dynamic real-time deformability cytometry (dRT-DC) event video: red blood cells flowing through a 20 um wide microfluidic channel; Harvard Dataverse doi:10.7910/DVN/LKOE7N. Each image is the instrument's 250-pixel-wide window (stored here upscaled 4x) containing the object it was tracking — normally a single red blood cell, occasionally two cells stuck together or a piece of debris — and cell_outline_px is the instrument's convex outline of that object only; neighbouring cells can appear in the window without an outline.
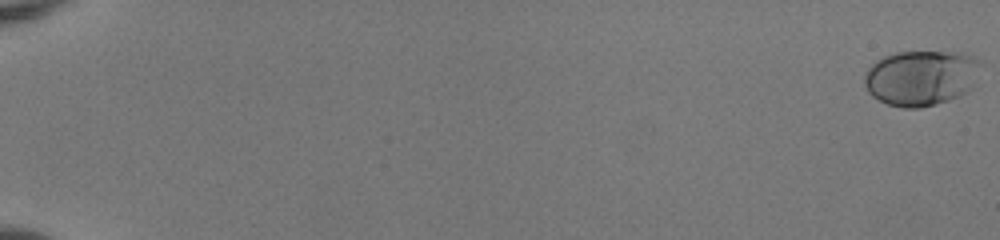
{"species": "human", "species_latin": "Homo sapiens", "temperature_condition": "room temperature", "stored_images_in_passage": 55, "camera_frame_rate_fps": 3000, "um_per_image_px": 0.085, "donor": {"sex": "female"}, "frame": {"image": 1, "passage_image": 1, "time_ms": 0.0, "image_size_px": [1000, 240], "cell_outline_px": [[980, 64], [972, 84], [968, 92], [960, 96], [936, 104], [920, 108], [904, 108], [888, 104], [872, 96], [868, 92], [864, 84], [864, 72], [876, 60], [884, 56], [896, 52], [960, 52], [972, 56], [980, 60]], "centroid_in_image_um": [78.25, 6.61], "position_along_channel_um": 6.7, "area_um2": 37.57}}
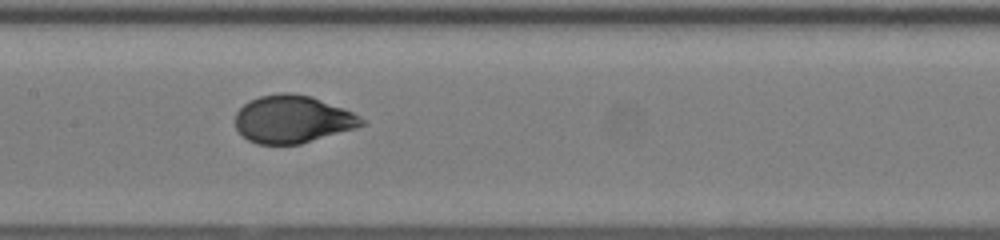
{"frame": {"image": 2, "passage_image": 31, "time_ms": 10.0, "image_size_px": [1000, 240], "cell_outline_px": [[368, 124], [356, 128], [300, 144], [256, 144], [248, 140], [236, 128], [236, 112], [248, 100], [260, 96], [280, 92], [288, 92], [312, 96], [352, 112], [360, 116]], "centroid_in_image_um": [24.87, 10.13], "position_along_channel_um": 182.5, "area_um2": 35.08}}
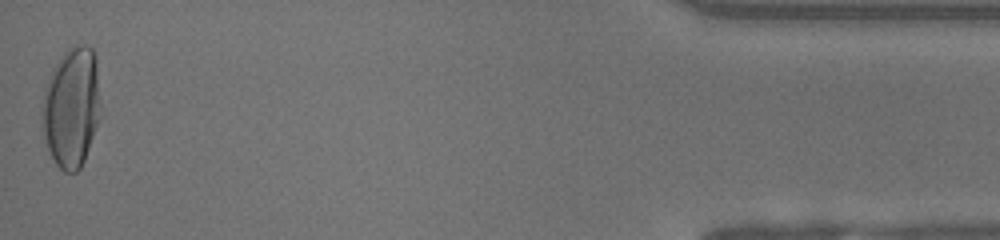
{"frame": {"image": 3, "passage_image": 55, "time_ms": 18.0, "image_size_px": [1000, 240], "cell_outline_px": [[100, 104], [96, 124], [84, 160], [80, 168], [76, 172], [64, 172], [56, 164], [48, 148], [40, 124], [44, 92], [52, 68], [60, 56], [72, 44], [84, 44], [92, 48], [96, 56]], "centroid_in_image_um": [6.05, 9.07], "position_along_channel_um": 429.1, "area_um2": 40.81}, "authors_computed_cell_mechanics": {"area_um2": 35.1424, "velocity_mm_per_s": 3.9864, "shape_relaxation_time_tau1_ms": 4.0116, "shape_relaxation_time_tau2_ms": null, "deformation_change_tau1": 0.1907, "deformation_change_tau2": null}}